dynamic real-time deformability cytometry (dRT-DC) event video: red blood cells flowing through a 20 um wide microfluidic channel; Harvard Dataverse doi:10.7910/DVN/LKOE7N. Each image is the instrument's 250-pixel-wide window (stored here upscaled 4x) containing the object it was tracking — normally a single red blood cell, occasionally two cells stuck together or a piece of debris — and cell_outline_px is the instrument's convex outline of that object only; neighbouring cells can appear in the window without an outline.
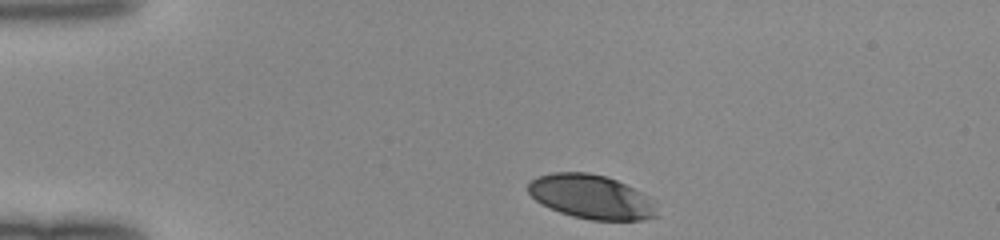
{"species": "human", "species_latin": "Homo sapiens", "temperature_condition": "room temperature", "stored_images_in_passage": 32, "camera_frame_rate_fps": 3000, "um_per_image_px": 0.085, "donor": {"sex": "female"}, "frame": {"image": 1, "passage_image": 1, "time_ms": 0.0, "image_size_px": [1000, 240], "cell_outline_px": [[660, 216], [644, 220], [592, 220], [572, 216], [560, 212], [536, 200], [528, 192], [528, 184], [536, 176], [552, 172], [588, 172], [608, 176], [648, 196]], "centroid_in_image_um": [50.26, 16.72], "position_along_channel_um": 34.7, "area_um2": 32.95}}
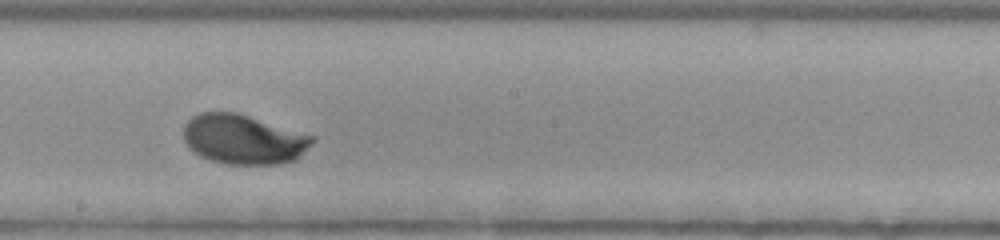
{"frame": {"image": 2, "passage_image": 19, "time_ms": 6.0, "image_size_px": [1000, 240], "cell_outline_px": [[316, 140], [296, 160], [280, 164], [224, 164], [208, 160], [200, 156], [188, 148], [184, 140], [184, 124], [192, 116], [200, 112], [236, 112], [316, 136]], "centroid_in_image_um": [20.7, 11.85], "position_along_channel_um": 227.5, "area_um2": 37.63}}
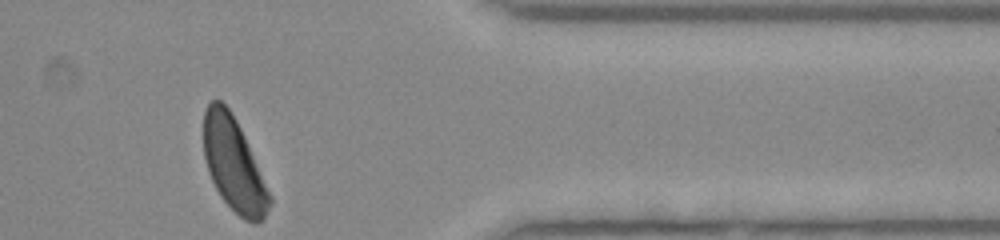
{"frame": {"image": 3, "passage_image": 32, "time_ms": 10.333, "image_size_px": [1000, 240], "cell_outline_px": [[272, 204], [264, 216], [256, 224], [244, 220], [220, 196], [208, 172], [204, 156], [204, 112], [208, 104], [212, 100], [220, 100], [228, 108], [236, 120], [244, 136], [272, 196]], "centroid_in_image_um": [19.87, 14.0], "position_along_channel_um": 391.5, "area_um2": 35.43}}